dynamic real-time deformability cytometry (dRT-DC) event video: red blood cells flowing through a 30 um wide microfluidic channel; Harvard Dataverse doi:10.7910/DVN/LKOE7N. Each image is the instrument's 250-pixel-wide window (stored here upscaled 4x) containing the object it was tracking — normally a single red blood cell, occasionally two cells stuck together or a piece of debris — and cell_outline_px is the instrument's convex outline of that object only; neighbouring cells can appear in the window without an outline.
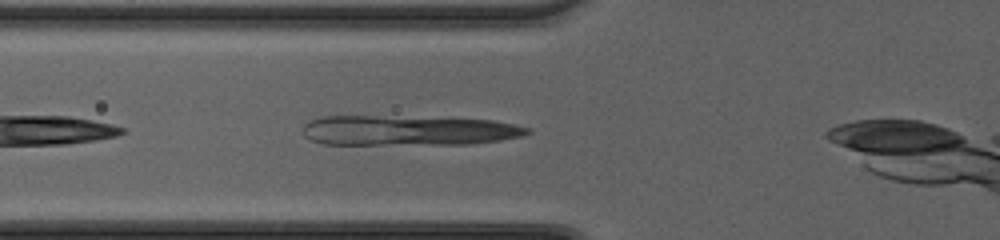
{"species": "common noctule bat (a hibernating species)", "species_latin": "Nyctalus noctula", "temperature_condition": "cold", "stored_images_in_passage": 17, "camera_frame_rate_fps": 3000, "um_per_image_px": 0.085, "animal": {"sex": "female", "body_mass_g": 20.0, "forearm_length_mm": 54.0}, "frame": {"image": 1, "passage_image": 3, "time_ms": 0.667, "image_size_px": [1000, 240], "cell_outline_px": [[532, 132], [524, 136], [500, 140], [468, 144], [324, 144], [312, 140], [304, 136], [304, 124], [308, 120], [320, 116], [368, 116], [492, 120], [532, 128]], "centroid_in_image_um": [34.69, 11.1], "position_along_channel_um": 91.1, "area_um2": 39.07}}